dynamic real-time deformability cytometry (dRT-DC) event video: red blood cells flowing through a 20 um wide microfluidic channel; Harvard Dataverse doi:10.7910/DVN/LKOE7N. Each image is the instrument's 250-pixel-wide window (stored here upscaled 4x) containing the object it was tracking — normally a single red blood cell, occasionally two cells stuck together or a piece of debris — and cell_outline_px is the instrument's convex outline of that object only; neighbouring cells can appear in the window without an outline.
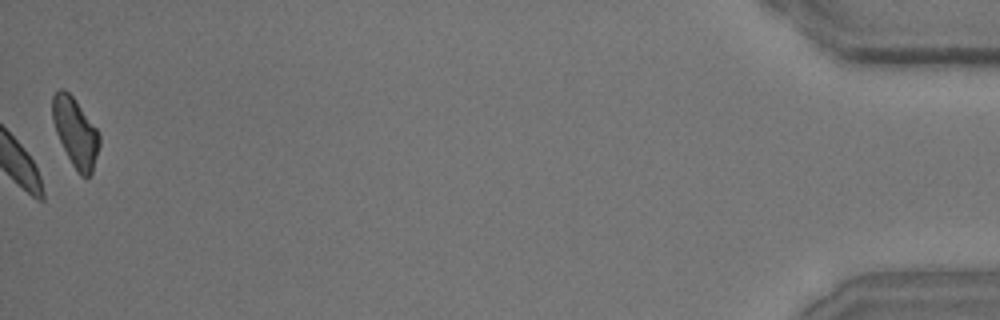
{"species": "common noctule bat (a hibernating species)", "species_latin": "Nyctalus noctula", "temperature_condition": "room temperature", "stored_images_in_passage": 50, "camera_frame_rate_fps": 3000, "um_per_image_px": 0.085, "animal": {"sex": "male", "body_mass_g": 15.6}, "frame": {"image": 1, "passage_image": 50, "time_ms": 16.333, "image_size_px": [1000, 320], "cell_outline_px": [[100, 144], [92, 172], [88, 176], [80, 176], [72, 164], [56, 132], [52, 120], [52, 96], [60, 88], [64, 88], [76, 100], [96, 128], [100, 136]], "centroid_in_image_um": [6.41, 11.22], "position_along_channel_um": 428.8, "area_um2": 18.61}, "authors_computed_cell_mechanics": {"area_um2": 19.8254, "velocity_mm_per_s": 4.013, "shape_relaxation_time_tau1_ms": 1.7869, "shape_relaxation_time_tau2_ms": 4.6236, "deformation_change_tau1": 0.092, "deformation_change_tau2": 0.0745}}